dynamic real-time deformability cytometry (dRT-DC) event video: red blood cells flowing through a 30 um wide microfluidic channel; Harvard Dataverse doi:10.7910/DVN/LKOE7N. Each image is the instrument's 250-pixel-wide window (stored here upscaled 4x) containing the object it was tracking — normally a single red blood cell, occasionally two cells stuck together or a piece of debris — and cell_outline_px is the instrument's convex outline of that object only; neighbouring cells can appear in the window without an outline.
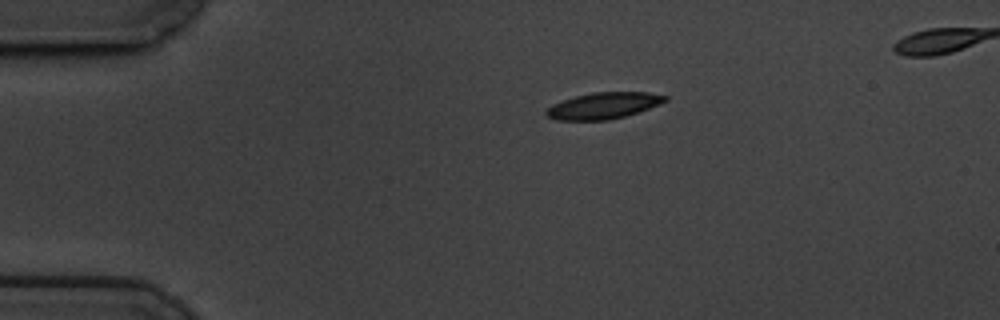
{"species": "common noctule bat (a hibernating species)", "species_latin": "Nyctalus noctula", "temperature_condition": "cold", "stored_images_in_passage": 6, "camera_frame_rate_fps": 3000, "um_per_image_px": 0.085, "animal": {"sex": "male", "body_mass_g": 19.5, "forearm_length_mm": 54.6}, "frame": {"image": 1, "passage_image": 1, "time_ms": 0.0, "image_size_px": [1000, 320], "cell_outline_px": [[668, 100], [660, 104], [624, 116], [608, 120], [556, 120], [548, 116], [544, 112], [552, 104], [576, 96], [592, 92], [648, 92], [668, 96]], "centroid_in_image_um": [51.3, 8.97], "position_along_channel_um": 33.7, "area_um2": 18.09}}
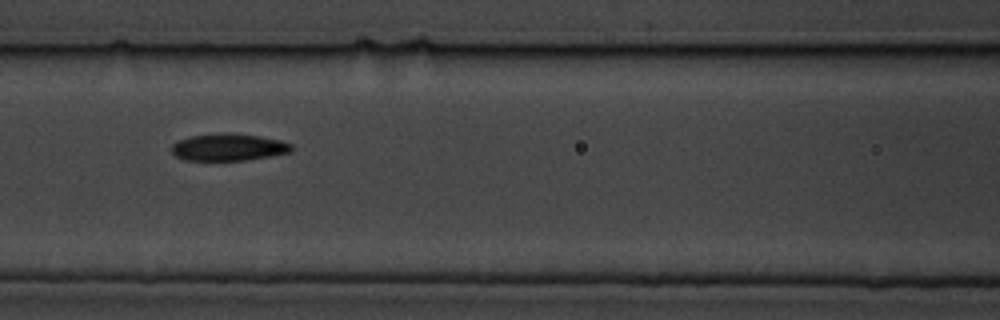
{"frame": {"image": 2, "passage_image": 5, "time_ms": 1.333, "image_size_px": [1000, 320], "cell_outline_px": [[292, 152], [244, 160], [184, 160], [176, 156], [172, 152], [172, 144], [180, 140], [192, 136], [224, 132], [232, 132], [260, 136], [280, 140], [292, 144]], "centroid_in_image_um": [19.44, 12.5], "position_along_channel_um": 147.2, "area_um2": 18.9}}
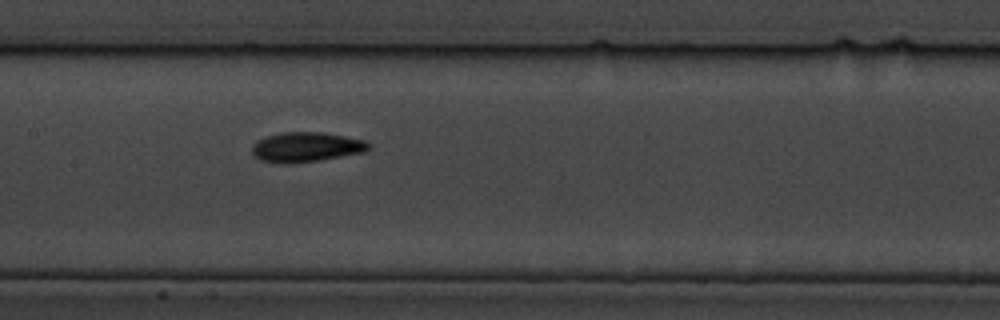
{"frame": {"image": 3, "passage_image": 6, "time_ms": 1.667, "image_size_px": [1000, 320], "cell_outline_px": [[372, 144], [364, 152], [320, 160], [292, 164], [280, 164], [260, 160], [252, 152], [252, 144], [256, 140], [264, 136], [280, 132], [324, 132], [364, 140]], "centroid_in_image_um": [25.98, 12.5], "position_along_channel_um": 181.4, "area_um2": 20.52}}